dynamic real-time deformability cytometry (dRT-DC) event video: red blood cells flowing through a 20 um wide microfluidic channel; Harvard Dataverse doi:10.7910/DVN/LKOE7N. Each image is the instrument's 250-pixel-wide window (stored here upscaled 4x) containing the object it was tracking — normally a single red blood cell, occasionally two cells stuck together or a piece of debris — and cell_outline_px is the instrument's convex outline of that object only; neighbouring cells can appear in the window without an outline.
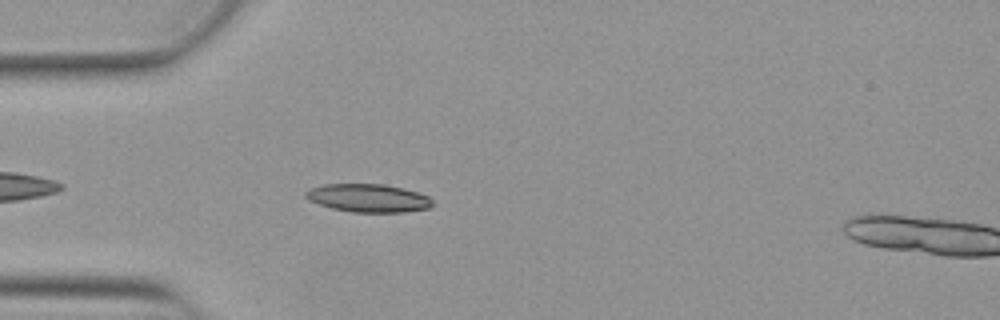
{"species": "Egyptian fruit bat (a non-hibernating species)", "species_latin": "Rousettus aegyptiacus", "temperature_condition": "warm", "stored_images_in_passage": 25, "camera_frame_rate_fps": 3000, "um_per_image_px": 0.085, "animal": {"sex": "female"}, "frame": {"image": 1, "passage_image": 4, "time_ms": 1.0, "image_size_px": [1000, 320], "cell_outline_px": [[432, 204], [428, 208], [404, 212], [352, 212], [332, 208], [308, 200], [304, 196], [304, 192], [308, 188], [324, 184], [384, 184], [416, 192], [428, 196], [432, 200]], "centroid_in_image_um": [31.24, 16.83], "position_along_channel_um": 53.8, "area_um2": 20.69}}
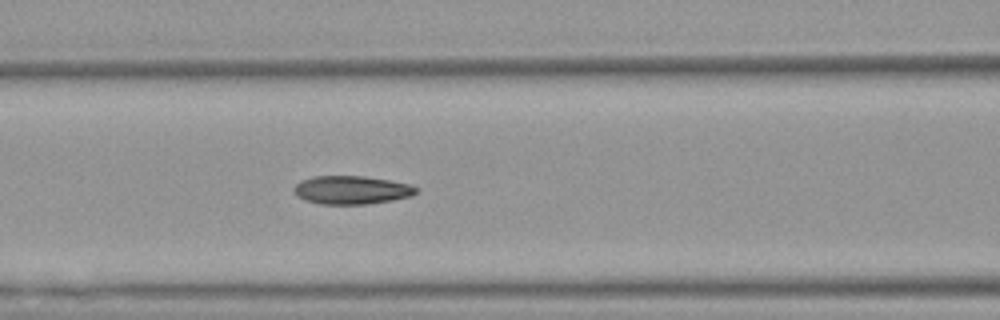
{"frame": {"image": 2, "passage_image": 11, "time_ms": 3.333, "image_size_px": [1000, 320], "cell_outline_px": [[416, 192], [412, 196], [392, 200], [364, 204], [320, 204], [304, 200], [296, 196], [292, 192], [292, 188], [300, 180], [312, 176], [364, 176], [388, 180], [408, 184], [416, 188]], "centroid_in_image_um": [29.79, 16.15], "position_along_channel_um": 136.8, "area_um2": 20.23}}
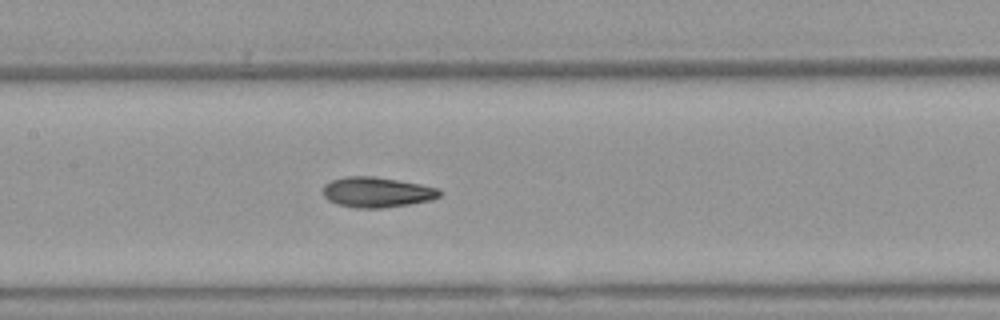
{"frame": {"image": 3, "passage_image": 14, "time_ms": 4.333, "image_size_px": [1000, 320], "cell_outline_px": [[444, 192], [440, 196], [428, 200], [408, 204], [380, 208], [356, 208], [340, 204], [328, 200], [324, 196], [324, 184], [332, 180], [344, 176], [372, 176], [420, 184], [440, 188]], "centroid_in_image_um": [32.05, 16.33], "position_along_channel_um": 175.4, "area_um2": 20.4}}